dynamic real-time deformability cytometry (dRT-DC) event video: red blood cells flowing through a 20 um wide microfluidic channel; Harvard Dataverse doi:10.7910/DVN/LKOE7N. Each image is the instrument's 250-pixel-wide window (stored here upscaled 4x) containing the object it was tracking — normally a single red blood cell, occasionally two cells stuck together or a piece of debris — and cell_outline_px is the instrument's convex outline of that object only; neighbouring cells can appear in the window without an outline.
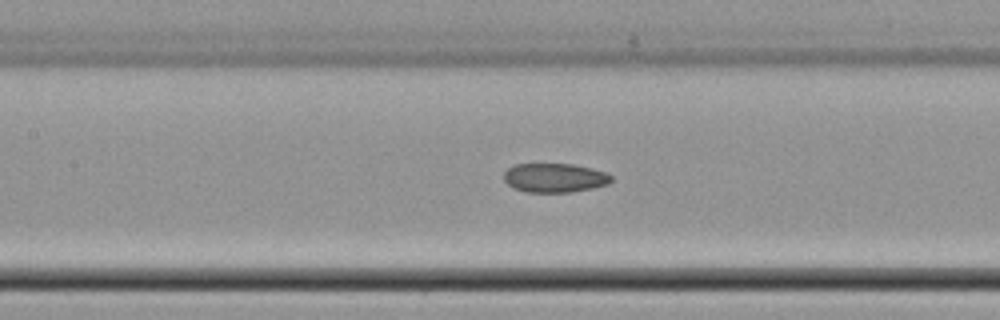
{"species": "common noctule bat (a hibernating species)", "species_latin": "Nyctalus noctula", "temperature_condition": "cold", "stored_images_in_passage": 13, "camera_frame_rate_fps": 3000, "um_per_image_px": 0.085, "animal": {"sex": "female", "body_mass_g": 22.7, "forearm_length_mm": 54.2}, "frame": {"image": 1, "passage_image": 11, "time_ms": 3.333, "image_size_px": [1000, 320], "cell_outline_px": [[612, 180], [608, 184], [592, 188], [572, 192], [528, 192], [512, 188], [504, 180], [504, 172], [508, 168], [516, 164], [572, 164], [592, 168], [608, 172], [612, 176]], "centroid_in_image_um": [47.16, 15.11], "position_along_channel_um": 160.2, "area_um2": 18.32}}